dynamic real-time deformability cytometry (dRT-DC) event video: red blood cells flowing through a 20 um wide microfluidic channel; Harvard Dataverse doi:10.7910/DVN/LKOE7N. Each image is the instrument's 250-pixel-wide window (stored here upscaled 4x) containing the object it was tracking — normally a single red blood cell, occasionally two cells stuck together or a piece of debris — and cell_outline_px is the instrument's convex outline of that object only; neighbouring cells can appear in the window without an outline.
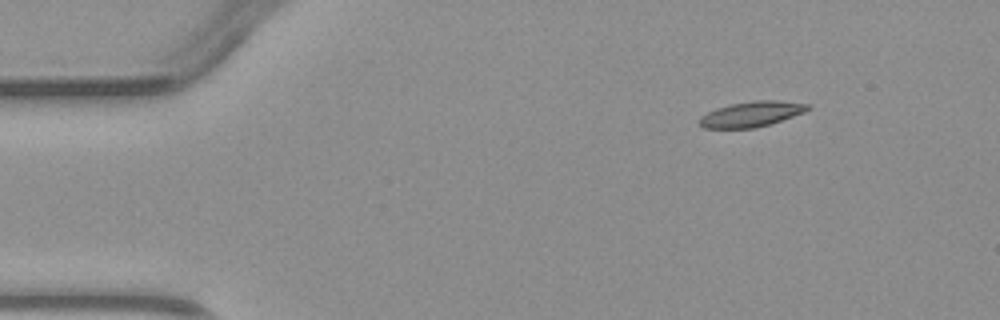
{"species": "common noctule bat (a hibernating species)", "species_latin": "Nyctalus noctula", "temperature_condition": "warm", "stored_images_in_passage": 4, "segment_of_instrument_passage": [1, 2], "camera_frame_rate_fps": 3000, "um_per_image_px": 0.085, "animal": {"sex": "male", "body_mass_g": 23.1, "forearm_length_mm": 52.7}, "frame": {"image": 1, "passage_image": 1, "time_ms": 0.0, "image_size_px": [1000, 320], "cell_outline_px": [[812, 108], [804, 112], [756, 128], [704, 128], [700, 124], [700, 116], [716, 108], [728, 104], [752, 100], [776, 100], [808, 104]], "centroid_in_image_um": [63.86, 9.68], "position_along_channel_um": 21.1, "area_um2": 15.9}}